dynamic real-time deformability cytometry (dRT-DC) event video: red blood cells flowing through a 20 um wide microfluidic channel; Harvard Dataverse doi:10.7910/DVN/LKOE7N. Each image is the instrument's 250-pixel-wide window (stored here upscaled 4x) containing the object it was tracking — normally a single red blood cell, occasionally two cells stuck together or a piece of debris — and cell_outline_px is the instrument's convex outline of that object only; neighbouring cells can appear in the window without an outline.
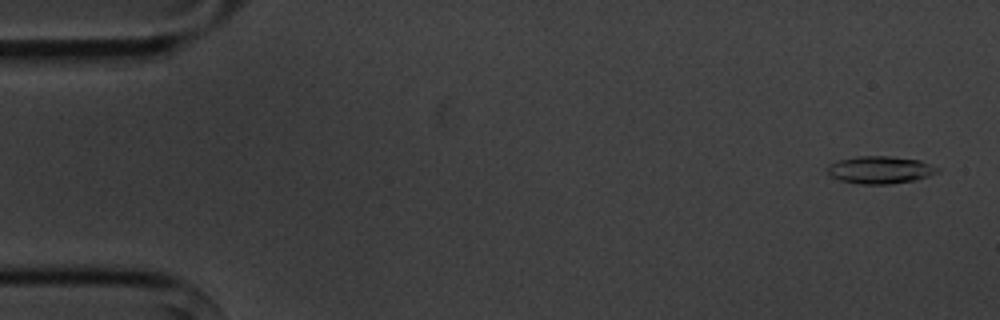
{"species": "common noctule bat (a hibernating species)", "species_latin": "Nyctalus noctula", "temperature_condition": "cold", "stored_images_in_passage": 6, "camera_frame_rate_fps": 3000, "um_per_image_px": 0.085, "animal": {"sex": "male", "body_mass_g": 20.1, "forearm_length_mm": 53.5}, "frame": {"image": 1, "passage_image": 1, "time_ms": 0.0, "image_size_px": [1000, 320], "cell_outline_px": [[940, 172], [916, 180], [892, 184], [860, 184], [840, 180], [832, 176], [828, 172], [828, 164], [840, 160], [856, 156], [888, 156], [920, 160], [936, 168]], "centroid_in_image_um": [74.8, 14.44], "position_along_channel_um": 10.2, "area_um2": 17.46}}
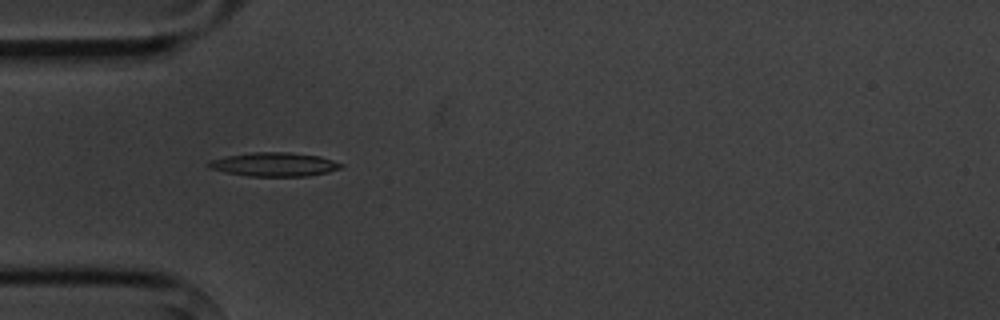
{"frame": {"image": 2, "passage_image": 5, "time_ms": 4.667, "image_size_px": [1000, 320], "cell_outline_px": [[344, 164], [340, 168], [328, 172], [308, 176], [248, 176], [224, 172], [208, 168], [204, 164], [208, 160], [228, 156], [252, 152], [288, 152], [320, 156]], "centroid_in_image_um": [23.26, 13.97], "position_along_channel_um": 61.7, "area_um2": 18.5}}
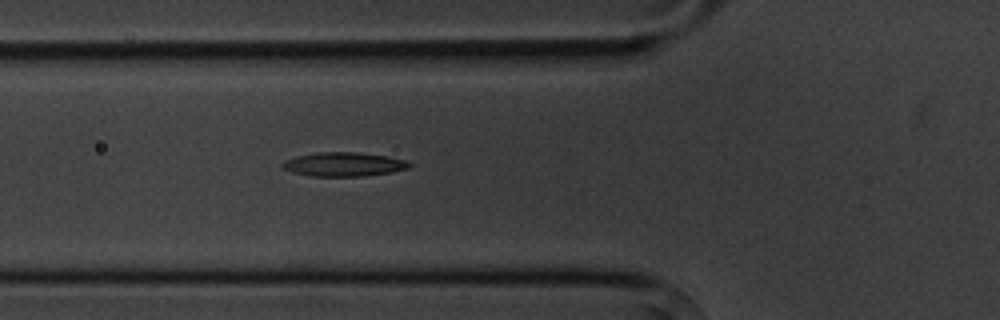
{"frame": {"image": 3, "passage_image": 6, "time_ms": 5.667, "image_size_px": [1000, 320], "cell_outline_px": [[412, 164], [408, 168], [392, 172], [360, 176], [312, 176], [292, 172], [280, 168], [280, 164], [284, 160], [296, 156], [316, 152], [360, 152], [388, 156], [404, 160]], "centroid_in_image_um": [29.16, 13.96], "position_along_channel_um": 96.6, "area_um2": 17.86}}